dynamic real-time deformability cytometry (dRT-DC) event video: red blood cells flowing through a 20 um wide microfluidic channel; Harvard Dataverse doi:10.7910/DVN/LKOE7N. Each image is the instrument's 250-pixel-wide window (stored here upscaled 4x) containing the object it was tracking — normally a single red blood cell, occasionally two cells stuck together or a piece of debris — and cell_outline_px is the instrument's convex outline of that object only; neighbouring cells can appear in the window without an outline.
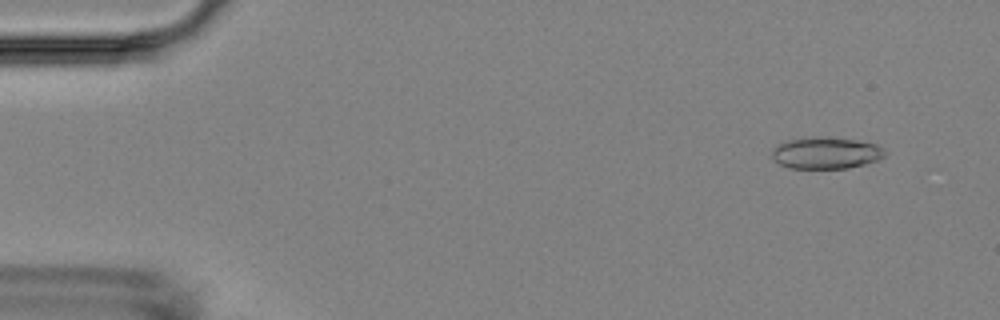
{"species": "Egyptian fruit bat (a non-hibernating species)", "species_latin": "Rousettus aegyptiacus", "temperature_condition": "room temperature", "stored_images_in_passage": 6, "camera_frame_rate_fps": 3000, "um_per_image_px": 0.085, "animal": {"sex": "female"}, "frame": {"image": 1, "passage_image": 2, "time_ms": 1.0, "image_size_px": [1000, 320], "cell_outline_px": [[888, 152], [880, 160], [848, 168], [788, 168], [780, 164], [772, 156], [772, 152], [780, 144], [788, 140], [808, 136], [820, 136], [856, 140], [876, 144], [884, 148]], "centroid_in_image_um": [70.26, 12.99], "position_along_channel_um": 14.7, "area_um2": 20.92}}
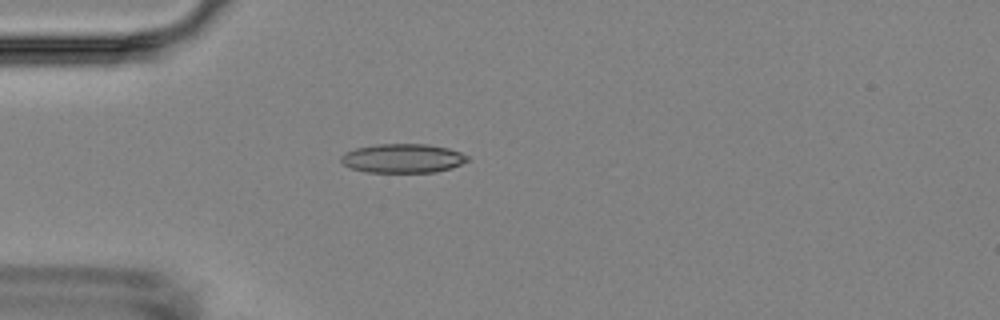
{"frame": {"image": 2, "passage_image": 5, "time_ms": 4.667, "image_size_px": [1000, 320], "cell_outline_px": [[472, 160], [452, 168], [436, 172], [364, 172], [352, 168], [344, 164], [340, 160], [340, 156], [344, 152], [356, 148], [376, 144], [428, 144], [448, 148], [460, 152], [468, 156]], "centroid_in_image_um": [34.26, 13.46], "position_along_channel_um": 50.7, "area_um2": 21.62}}